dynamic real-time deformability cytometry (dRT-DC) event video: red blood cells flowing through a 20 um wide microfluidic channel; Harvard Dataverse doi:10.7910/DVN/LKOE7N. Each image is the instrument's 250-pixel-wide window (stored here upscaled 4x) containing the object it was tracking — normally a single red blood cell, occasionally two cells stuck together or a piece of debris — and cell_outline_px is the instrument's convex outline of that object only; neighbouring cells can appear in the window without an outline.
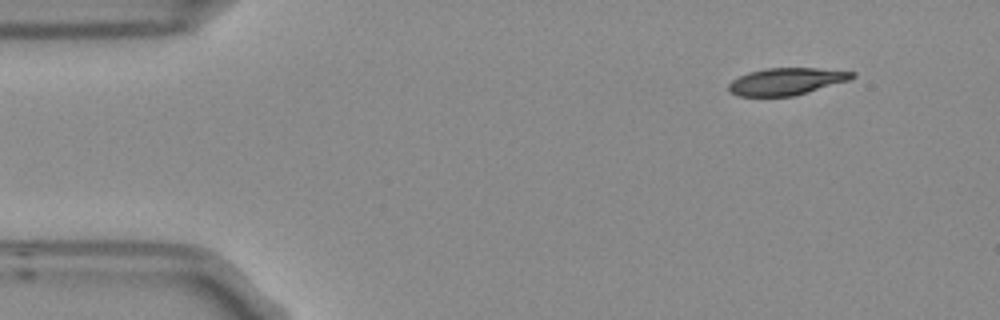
{"species": "Egyptian fruit bat (a non-hibernating species)", "species_latin": "Rousettus aegyptiacus", "temperature_condition": "room temperature", "stored_images_in_passage": 4, "camera_frame_rate_fps": 3000, "um_per_image_px": 0.085, "frame": {"image": 1, "passage_image": 1, "time_ms": 0.0, "image_size_px": [1000, 320], "cell_outline_px": [[856, 76], [848, 80], [792, 96], [740, 96], [728, 92], [728, 84], [732, 80], [748, 72], [764, 68], [816, 68], [856, 72]], "centroid_in_image_um": [66.8, 6.91], "position_along_channel_um": 18.2, "area_um2": 19.31}}
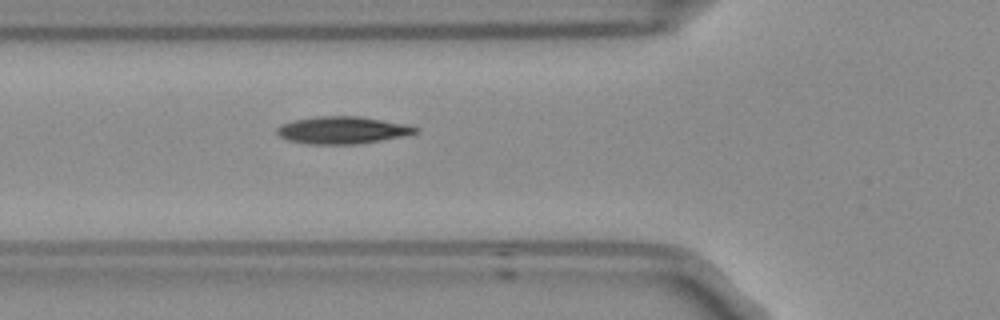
{"frame": {"image": 2, "passage_image": 4, "time_ms": 1.0, "image_size_px": [1000, 320], "cell_outline_px": [[420, 128], [416, 132], [400, 136], [380, 140], [356, 144], [308, 144], [288, 140], [280, 136], [276, 132], [276, 128], [280, 124], [292, 120], [316, 116], [360, 116], [408, 124]], "centroid_in_image_um": [29.06, 11.05], "position_along_channel_um": 96.7, "area_um2": 22.02}}